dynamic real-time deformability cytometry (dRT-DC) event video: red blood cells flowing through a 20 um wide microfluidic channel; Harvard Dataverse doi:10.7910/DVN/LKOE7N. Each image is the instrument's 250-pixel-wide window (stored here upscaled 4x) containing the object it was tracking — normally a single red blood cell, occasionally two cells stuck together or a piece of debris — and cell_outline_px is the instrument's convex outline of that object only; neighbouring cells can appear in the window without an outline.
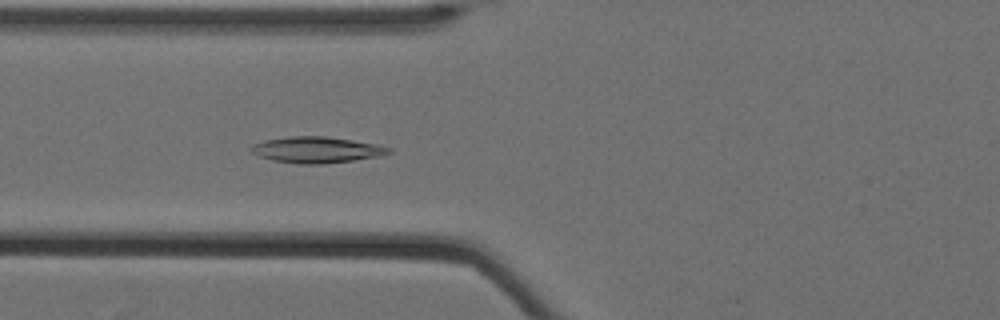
{"species": "Egyptian fruit bat (a non-hibernating species)", "species_latin": "Rousettus aegyptiacus", "temperature_condition": "cold", "stored_images_in_passage": 48, "camera_frame_rate_fps": 3000, "um_per_image_px": 0.085, "animal": {"sex": "female"}, "frame": {"image": 1, "passage_image": 14, "time_ms": 4.333, "image_size_px": [1000, 320], "cell_outline_px": [[392, 152], [380, 156], [352, 160], [320, 164], [300, 164], [272, 160], [260, 156], [252, 152], [248, 148], [252, 144], [264, 140], [288, 136], [324, 136], [352, 140], [376, 144], [392, 148]], "centroid_in_image_um": [26.89, 12.72], "position_along_channel_um": 98.9, "area_um2": 20.92}}
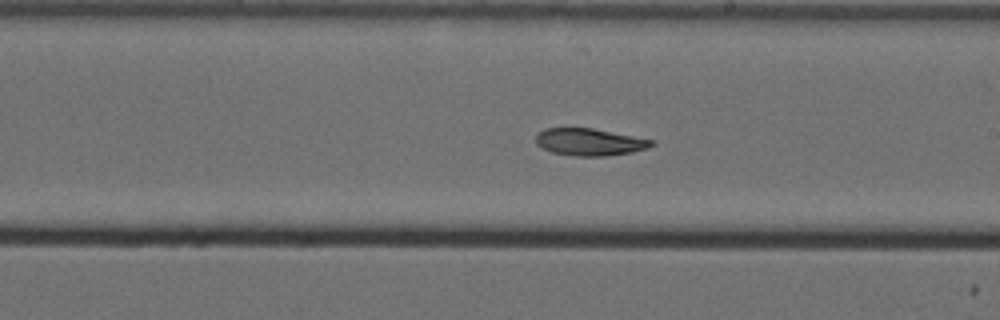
{"frame": {"image": 2, "passage_image": 26, "time_ms": 8.333, "image_size_px": [1000, 320], "cell_outline_px": [[656, 144], [648, 148], [632, 152], [604, 156], [576, 156], [552, 152], [536, 144], [536, 136], [544, 128], [592, 128], [656, 140]], "centroid_in_image_um": [50.17, 12.07], "position_along_channel_um": 238.8, "area_um2": 18.32}}
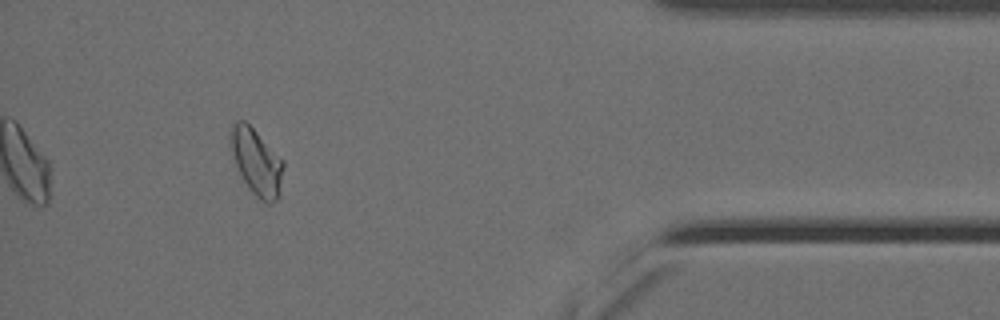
{"frame": {"image": 3, "passage_image": 44, "time_ms": 14.333, "image_size_px": [1000, 320], "cell_outline_px": [[284, 164], [280, 196], [272, 204], [268, 204], [260, 200], [248, 188], [232, 156], [228, 144], [228, 132], [232, 124], [236, 120], [244, 120], [284, 160]], "centroid_in_image_um": [21.79, 13.76], "position_along_channel_um": 413.4, "area_um2": 20.75}, "authors_computed_cell_mechanics": {"area_um2": 19.2474, "velocity_mm_per_s": 3.4832, "shape_relaxation_time_tau1_ms": null, "shape_relaxation_time_tau2_ms": 11.0097, "deformation_change_tau1": null, "deformation_change_tau2": 0.1218}}